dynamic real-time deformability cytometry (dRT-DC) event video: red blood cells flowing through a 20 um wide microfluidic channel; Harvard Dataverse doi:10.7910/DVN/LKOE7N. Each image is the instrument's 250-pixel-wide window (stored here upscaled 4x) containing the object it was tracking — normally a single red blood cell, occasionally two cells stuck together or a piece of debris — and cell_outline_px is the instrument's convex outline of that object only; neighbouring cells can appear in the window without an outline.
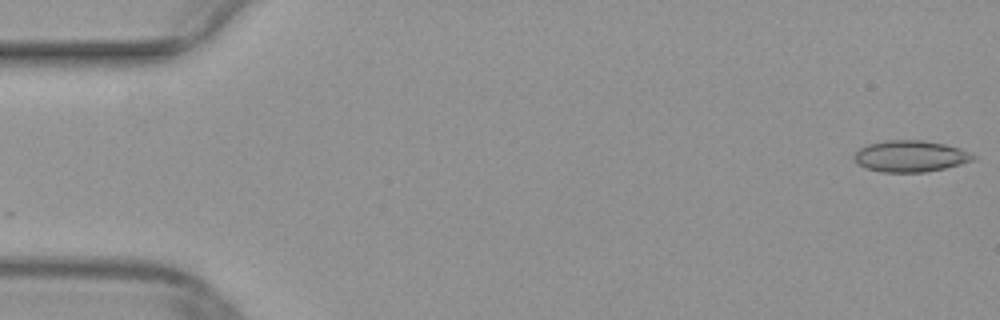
{"species": "common noctule bat (a hibernating species)", "species_latin": "Nyctalus noctula", "temperature_condition": "warm", "stored_images_in_passage": 50, "camera_frame_rate_fps": 3000, "um_per_image_px": 0.085, "animal": {"sex": "female", "body_mass_g": 29.2, "forearm_length_mm": 56.3}, "frame": {"image": 1, "passage_image": 1, "time_ms": 0.0, "image_size_px": [1000, 320], "cell_outline_px": [[976, 160], [944, 168], [924, 172], [880, 172], [864, 168], [856, 164], [852, 156], [860, 148], [868, 144], [884, 140], [924, 140], [944, 144], [960, 148], [976, 156]], "centroid_in_image_um": [77.35, 13.28], "position_along_channel_um": 7.7, "area_um2": 21.96}}
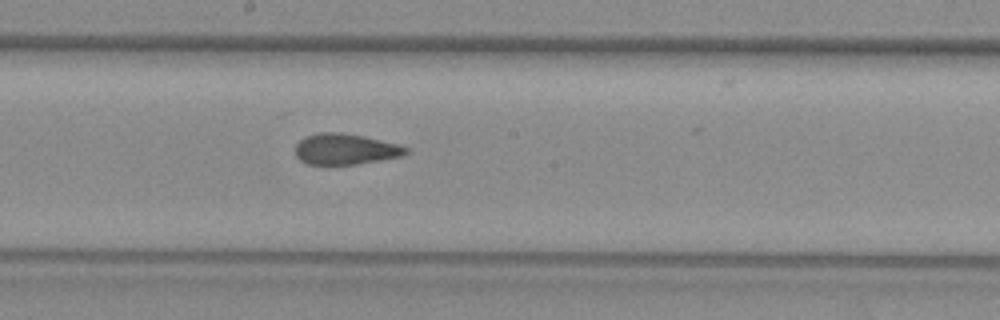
{"frame": {"image": 2, "passage_image": 27, "time_ms": 8.667, "image_size_px": [1000, 320], "cell_outline_px": [[412, 152], [400, 156], [380, 160], [356, 164], [308, 164], [300, 160], [296, 156], [296, 144], [300, 140], [308, 136], [320, 132], [340, 132], [364, 136], [400, 144], [408, 148]], "centroid_in_image_um": [29.4, 12.67], "position_along_channel_um": 218.8, "area_um2": 19.88}}
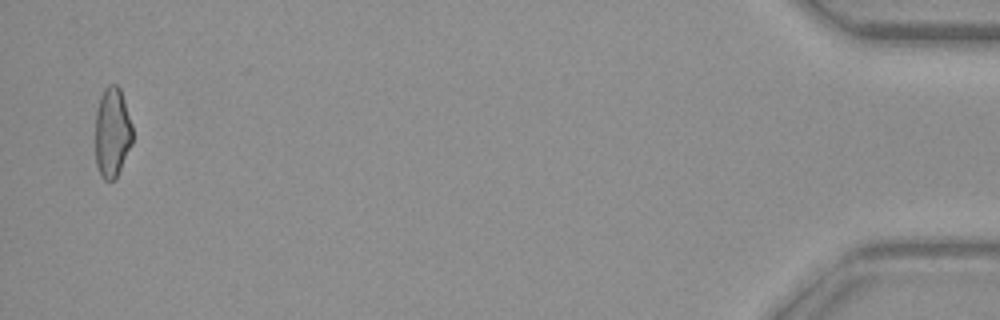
{"frame": {"image": 3, "passage_image": 49, "time_ms": 16.0, "image_size_px": [1000, 320], "cell_outline_px": [[132, 144], [116, 176], [112, 180], [104, 180], [100, 176], [96, 164], [96, 108], [100, 96], [104, 88], [108, 84], [116, 84], [120, 88], [132, 124]], "centroid_in_image_um": [9.53, 11.22], "position_along_channel_um": 425.7, "area_um2": 19.48}}